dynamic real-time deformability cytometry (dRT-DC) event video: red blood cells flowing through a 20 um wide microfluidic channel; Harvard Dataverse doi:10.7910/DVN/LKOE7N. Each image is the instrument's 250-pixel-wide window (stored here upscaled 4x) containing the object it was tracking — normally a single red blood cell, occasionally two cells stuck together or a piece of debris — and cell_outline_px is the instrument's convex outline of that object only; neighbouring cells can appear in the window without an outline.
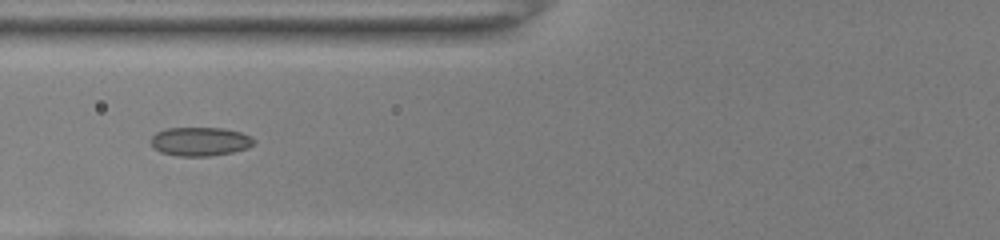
{"species": "common noctule bat (a hibernating species)", "species_latin": "Nyctalus noctula", "temperature_condition": "room temperature", "stored_images_in_passage": 35, "camera_frame_rate_fps": 3000, "um_per_image_px": 0.085, "animal": {"sex": "female", "body_mass_g": 22.0, "forearm_length_mm": 56.7}, "frame": {"image": 1, "passage_image": 6, "time_ms": 1.667, "image_size_px": [1000, 240], "cell_outline_px": [[256, 140], [248, 148], [232, 152], [212, 156], [176, 156], [160, 152], [152, 148], [152, 136], [156, 132], [168, 128], [224, 128], [240, 132]], "centroid_in_image_um": [16.98, 12.03], "position_along_channel_um": 108.8, "area_um2": 17.28}}
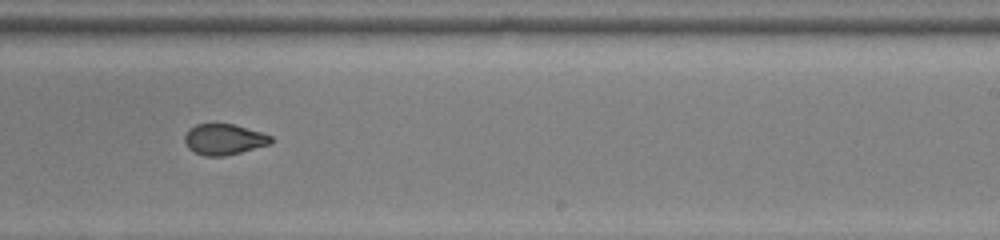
{"frame": {"image": 2, "passage_image": 18, "time_ms": 5.667, "image_size_px": [1000, 240], "cell_outline_px": [[272, 144], [224, 156], [204, 156], [188, 148], [184, 140], [184, 136], [196, 124], [232, 124], [260, 132], [272, 136]], "centroid_in_image_um": [19.05, 11.86], "position_along_channel_um": 269.9, "area_um2": 15.26}}
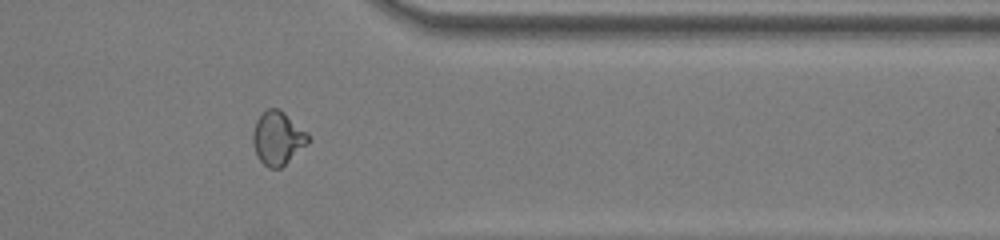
{"frame": {"image": 3, "passage_image": 27, "time_ms": 8.667, "image_size_px": [1000, 240], "cell_outline_px": [[308, 144], [280, 168], [268, 168], [256, 156], [252, 144], [252, 132], [256, 120], [268, 108], [280, 108], [308, 132]], "centroid_in_image_um": [23.59, 11.73], "position_along_channel_um": 387.8, "area_um2": 17.34}, "authors_computed_cell_mechanics": {"area_um2": 16.762, "velocity_mm_per_s": 4.0431, "shape_relaxation_time_tau1_ms": null, "shape_relaxation_time_tau2_ms": 0.9676, "deformation_change_tau1": null, "deformation_change_tau2": 0.0423}}